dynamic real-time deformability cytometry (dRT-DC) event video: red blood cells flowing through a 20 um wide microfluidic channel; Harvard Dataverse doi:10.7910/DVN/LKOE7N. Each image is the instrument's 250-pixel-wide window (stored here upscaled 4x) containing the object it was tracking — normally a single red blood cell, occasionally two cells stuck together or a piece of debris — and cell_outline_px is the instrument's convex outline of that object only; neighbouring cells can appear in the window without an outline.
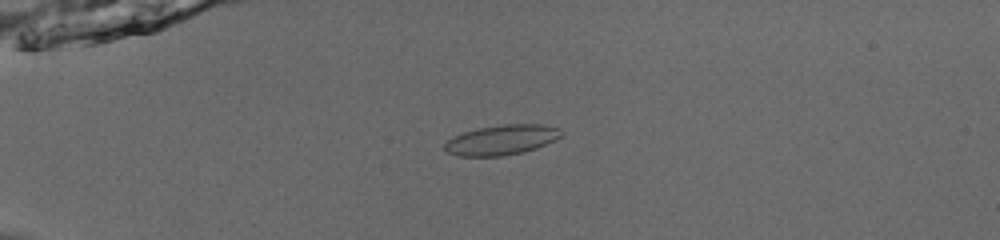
{"species": "common noctule bat (a hibernating species)", "species_latin": "Nyctalus noctula", "temperature_condition": "room temperature", "stored_images_in_passage": 55, "camera_frame_rate_fps": 3000, "um_per_image_px": 0.085, "animal": {"sex": "male", "body_mass_g": 13.0, "forearm_length_mm": 53.1}, "frame": {"image": 1, "passage_image": 16, "time_ms": 5.0, "image_size_px": [1000, 240], "cell_outline_px": [[564, 136], [536, 148], [524, 152], [504, 156], [460, 156], [448, 152], [444, 148], [444, 144], [452, 136], [464, 132], [480, 128], [504, 124], [540, 124], [560, 128], [564, 132]], "centroid_in_image_um": [42.68, 11.89], "position_along_channel_um": 42.3, "area_um2": 20.46}}
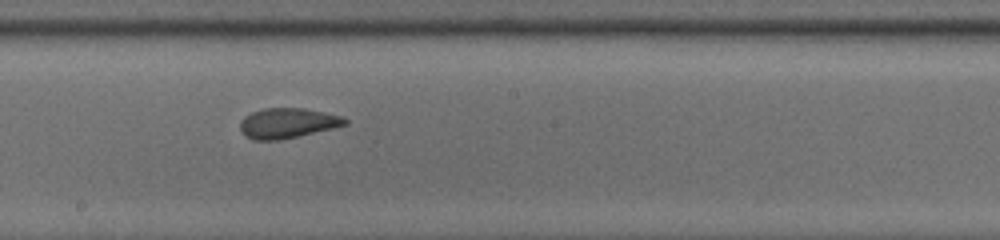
{"frame": {"image": 2, "passage_image": 33, "time_ms": 10.667, "image_size_px": [1000, 240], "cell_outline_px": [[348, 124], [332, 128], [280, 140], [252, 140], [244, 136], [240, 128], [240, 120], [244, 116], [252, 112], [264, 108], [304, 108], [344, 116], [348, 120]], "centroid_in_image_um": [24.42, 10.46], "position_along_channel_um": 223.8, "area_um2": 18.5}}
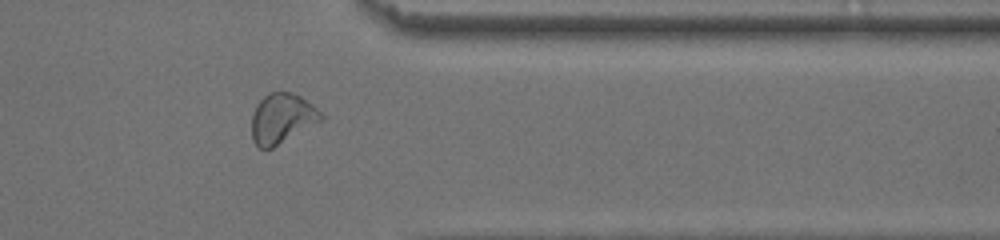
{"frame": {"image": 3, "passage_image": 46, "time_ms": 15.0, "image_size_px": [1000, 240], "cell_outline_px": [[324, 120], [272, 148], [260, 148], [252, 140], [252, 112], [256, 104], [268, 92], [292, 92], [300, 96], [312, 104], [324, 116]], "centroid_in_image_um": [23.97, 10.06], "position_along_channel_um": 387.4, "area_um2": 20.29}, "authors_computed_cell_mechanics": {"area_um2": 19.9988, "velocity_mm_per_s": 3.8654, "shape_relaxation_time_tau1_ms": 3.0443, "shape_relaxation_time_tau2_ms": 1.1486, "deformation_change_tau1": 0.1226, "deformation_change_tau2": 0.066}}